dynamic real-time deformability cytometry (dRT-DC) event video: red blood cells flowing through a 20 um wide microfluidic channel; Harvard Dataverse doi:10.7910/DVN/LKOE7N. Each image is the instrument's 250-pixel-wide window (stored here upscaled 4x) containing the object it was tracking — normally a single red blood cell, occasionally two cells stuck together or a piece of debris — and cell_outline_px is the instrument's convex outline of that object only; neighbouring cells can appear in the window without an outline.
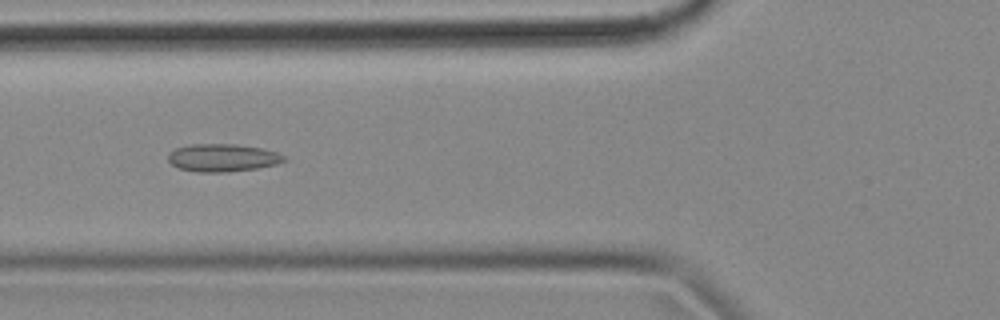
{"species": "common noctule bat (a hibernating species)", "species_latin": "Nyctalus noctula", "temperature_condition": "cold", "stored_images_in_passage": 55, "camera_frame_rate_fps": 3000, "um_per_image_px": 0.085, "animal": {"sex": "female", "body_mass_g": 18.4}, "frame": {"image": 1, "passage_image": 20, "time_ms": 6.333, "image_size_px": [1000, 320], "cell_outline_px": [[288, 160], [276, 164], [256, 168], [228, 172], [196, 172], [180, 168], [172, 164], [168, 160], [168, 152], [176, 148], [188, 144], [236, 144], [260, 148], [276, 152], [284, 156]], "centroid_in_image_um": [18.9, 13.4], "position_along_channel_um": 106.9, "area_um2": 18.73}}
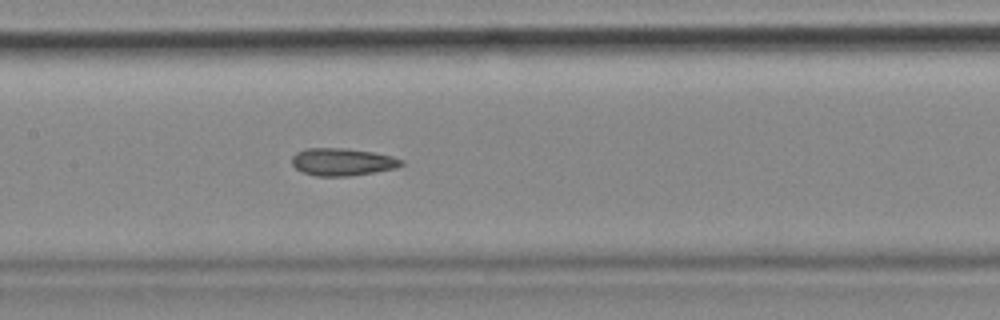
{"frame": {"image": 2, "passage_image": 26, "time_ms": 8.333, "image_size_px": [1000, 320], "cell_outline_px": [[404, 164], [396, 168], [348, 176], [316, 176], [304, 172], [296, 168], [292, 164], [292, 156], [296, 152], [304, 148], [348, 148], [372, 152], [392, 156], [404, 160]], "centroid_in_image_um": [29.1, 13.75], "position_along_channel_um": 178.3, "area_um2": 17.51}}
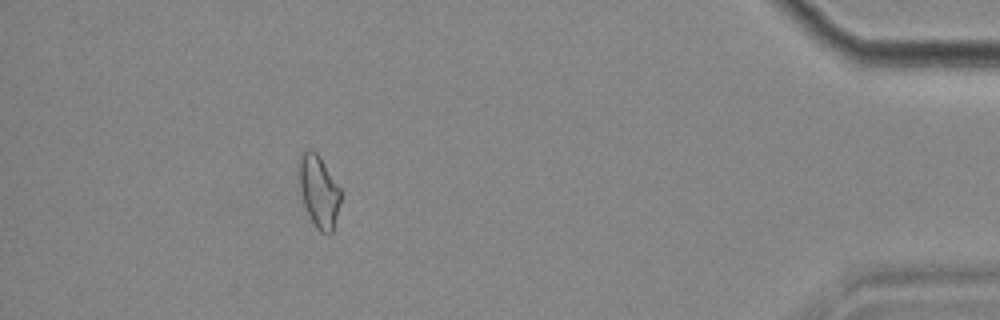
{"frame": {"image": 3, "passage_image": 50, "time_ms": 16.333, "image_size_px": [1000, 320], "cell_outline_px": [[340, 204], [332, 232], [320, 232], [316, 228], [304, 204], [300, 192], [300, 152], [308, 148], [316, 152], [340, 188]], "centroid_in_image_um": [27.1, 16.25], "position_along_channel_um": 408.1, "area_um2": 16.99}, "authors_computed_cell_mechanics": {"area_um2": 17.5712, "velocity_mm_per_s": 3.562, "shape_relaxation_time_tau1_ms": null, "shape_relaxation_time_tau2_ms": 3.3488, "deformation_change_tau1": null, "deformation_change_tau2": 0.1213}}